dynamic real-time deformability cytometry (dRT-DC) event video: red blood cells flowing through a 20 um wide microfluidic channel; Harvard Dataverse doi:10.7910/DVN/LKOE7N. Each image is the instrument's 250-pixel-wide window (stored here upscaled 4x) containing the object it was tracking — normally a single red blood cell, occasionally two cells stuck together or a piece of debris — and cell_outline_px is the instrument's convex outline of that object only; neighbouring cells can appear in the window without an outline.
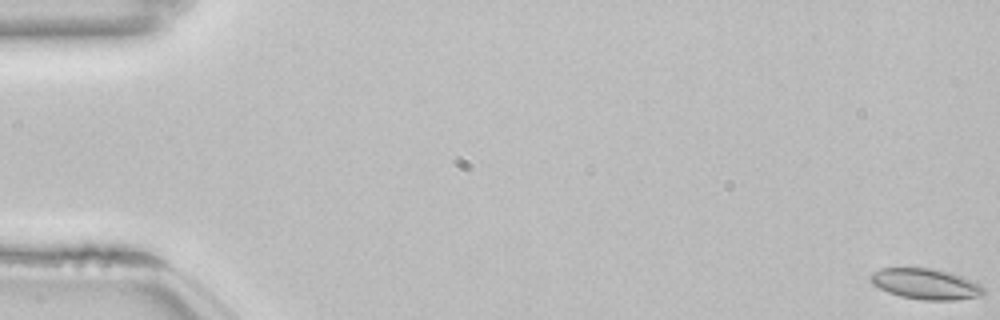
{"species": "common noctule bat (a hibernating species)", "species_latin": "Nyctalus noctula", "temperature_condition": "room temperature", "stored_images_in_passage": 55, "camera_frame_rate_fps": 3000, "um_per_image_px": 0.085, "animal": {"sex": "female", "body_mass_g": 22.7, "forearm_length_mm": 54.2}, "frame": {"image": 1, "passage_image": 1, "time_ms": 0.0, "image_size_px": [1000, 320], "cell_outline_px": [[984, 292], [980, 296], [952, 300], [924, 300], [900, 296], [888, 292], [872, 284], [868, 280], [868, 276], [872, 272], [880, 268], [932, 268], [952, 272], [980, 284], [984, 288]], "centroid_in_image_um": [78.64, 24.12], "position_along_channel_um": 6.4, "area_um2": 20.35}}
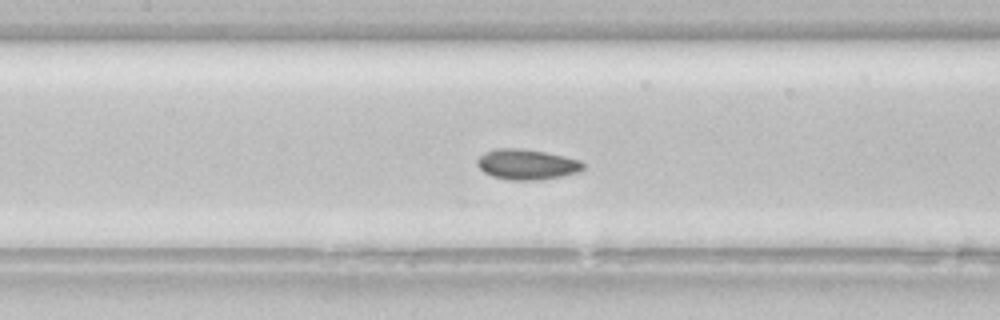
{"frame": {"image": 2, "passage_image": 26, "time_ms": 8.333, "image_size_px": [1000, 320], "cell_outline_px": [[584, 168], [580, 172], [540, 180], [512, 180], [492, 176], [484, 172], [476, 164], [476, 160], [484, 152], [496, 148], [520, 148], [544, 152], [564, 156], [580, 160], [584, 164]], "centroid_in_image_um": [44.77, 13.97], "position_along_channel_um": 162.6, "area_um2": 18.79}}
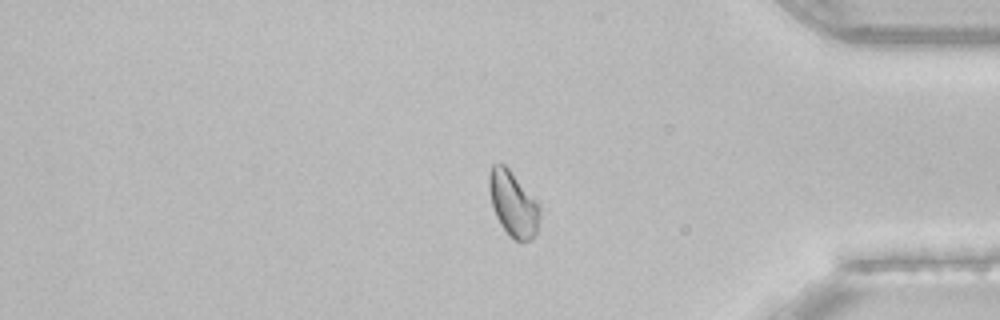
{"frame": {"image": 3, "passage_image": 46, "time_ms": 15.0, "image_size_px": [1000, 320], "cell_outline_px": [[540, 216], [536, 232], [532, 240], [520, 244], [500, 224], [496, 216], [492, 204], [488, 188], [488, 172], [492, 164], [504, 164], [508, 168], [540, 208]], "centroid_in_image_um": [43.59, 17.35], "position_along_channel_um": 391.6, "area_um2": 18.84}, "authors_computed_cell_mechanics": {"area_um2": 18.8428, "velocity_mm_per_s": 3.8089, "shape_relaxation_time_tau1_ms": 1.9418, "shape_relaxation_time_tau2_ms": 1.8803, "deformation_change_tau1": 0.0405, "deformation_change_tau2": 0.0471}}